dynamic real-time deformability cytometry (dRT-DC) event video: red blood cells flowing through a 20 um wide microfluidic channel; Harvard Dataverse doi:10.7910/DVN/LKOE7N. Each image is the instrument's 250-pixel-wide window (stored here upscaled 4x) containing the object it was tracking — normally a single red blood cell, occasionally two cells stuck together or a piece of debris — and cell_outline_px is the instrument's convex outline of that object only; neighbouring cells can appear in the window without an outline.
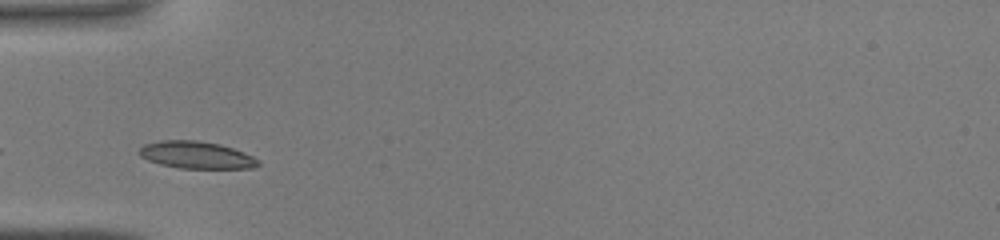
{"species": "common noctule bat (a hibernating species)", "species_latin": "Nyctalus noctula", "temperature_condition": "warm", "stored_images_in_passage": 23, "camera_frame_rate_fps": 3000, "um_per_image_px": 0.085, "animal": {"sex": "male", "body_mass_g": 19.0, "forearm_length_mm": 50.8}, "frame": {"image": 1, "passage_image": 1, "time_ms": 0.0, "image_size_px": [1000, 240], "cell_outline_px": [[260, 164], [252, 168], [180, 168], [160, 164], [148, 160], [140, 156], [136, 152], [144, 144], [160, 140], [196, 140], [220, 144], [244, 152], [260, 160]], "centroid_in_image_um": [16.67, 13.17], "position_along_channel_um": 68.3, "area_um2": 18.9}}
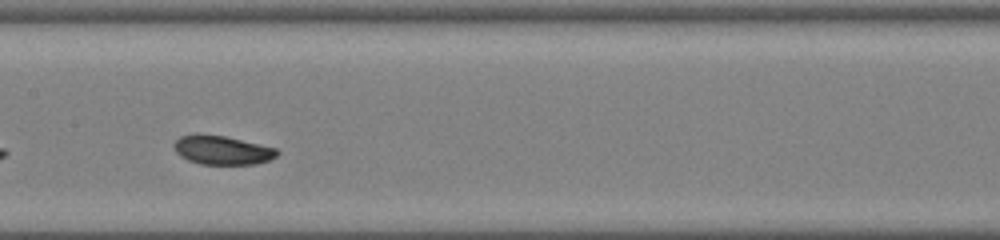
{"frame": {"image": 2, "passage_image": 9, "time_ms": 2.667, "image_size_px": [1000, 240], "cell_outline_px": [[280, 152], [276, 156], [268, 160], [256, 164], [200, 164], [188, 160], [180, 156], [176, 152], [172, 144], [180, 136], [196, 132], [200, 132], [224, 136], [276, 148]], "centroid_in_image_um": [18.82, 12.74], "position_along_channel_um": 188.6, "area_um2": 17.57}}
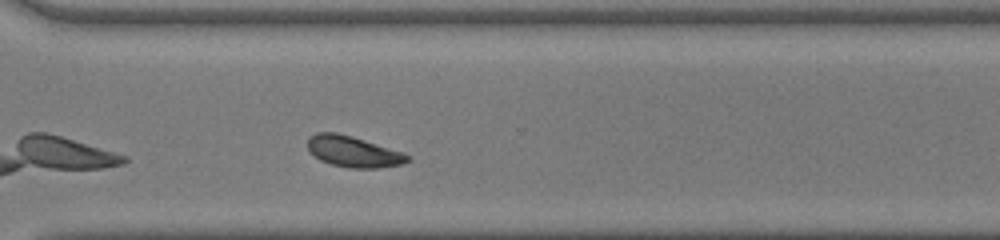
{"frame": {"image": 3, "passage_image": 19, "time_ms": 6.0, "image_size_px": [1000, 240], "cell_outline_px": [[408, 160], [404, 164], [380, 168], [348, 168], [332, 164], [320, 160], [308, 152], [308, 136], [316, 132], [336, 132], [352, 136], [404, 152], [408, 156]], "centroid_in_image_um": [30.0, 12.88], "position_along_channel_um": 340.6, "area_um2": 18.21}}